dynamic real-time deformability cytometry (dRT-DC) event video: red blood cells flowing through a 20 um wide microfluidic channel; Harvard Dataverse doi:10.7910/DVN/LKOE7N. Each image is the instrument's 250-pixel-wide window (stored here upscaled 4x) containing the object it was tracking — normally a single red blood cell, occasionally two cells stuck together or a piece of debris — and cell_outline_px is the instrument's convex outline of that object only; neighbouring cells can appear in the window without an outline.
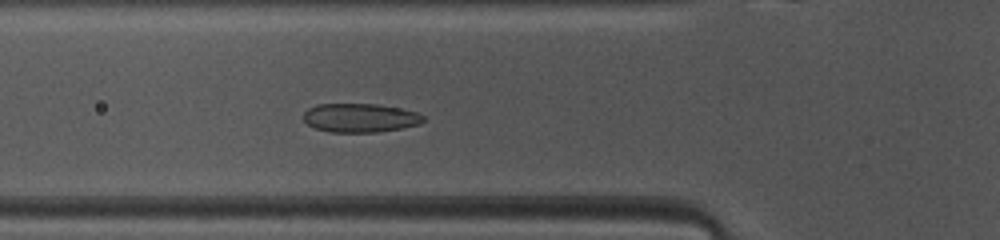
{"species": "common noctule bat (a hibernating species)", "species_latin": "Nyctalus noctula", "temperature_condition": "warm", "stored_images_in_passage": 38, "camera_frame_rate_fps": 3000, "um_per_image_px": 0.085, "animal": {"sex": "female", "body_mass_g": 10.0, "forearm_length_mm": 53.1}, "frame": {"image": 1, "passage_image": 6, "time_ms": 1.667, "image_size_px": [1000, 240], "cell_outline_px": [[424, 120], [420, 124], [400, 128], [376, 132], [328, 132], [316, 128], [308, 124], [304, 120], [304, 112], [308, 108], [316, 104], [376, 104], [400, 108], [416, 112], [424, 116]], "centroid_in_image_um": [30.59, 10.01], "position_along_channel_um": 95.2, "area_um2": 20.06}}
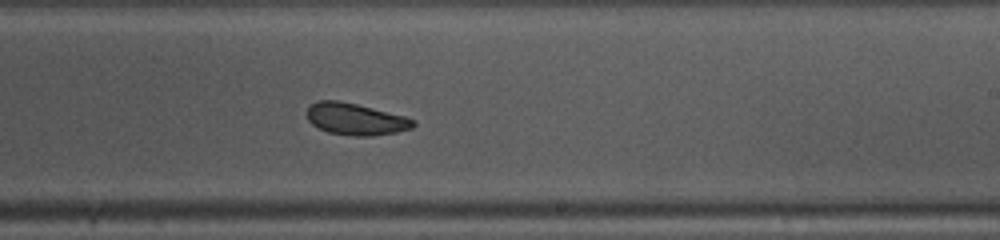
{"frame": {"image": 2, "passage_image": 18, "time_ms": 5.667, "image_size_px": [1000, 240], "cell_outline_px": [[416, 124], [412, 128], [396, 132], [372, 136], [352, 136], [328, 132], [312, 124], [308, 120], [308, 108], [316, 100], [336, 100], [356, 104], [404, 116], [416, 120]], "centroid_in_image_um": [30.24, 10.13], "position_along_channel_um": 258.8, "area_um2": 19.54}}
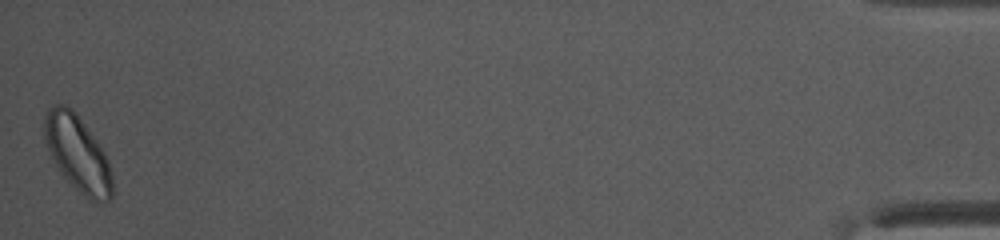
{"frame": {"image": 3, "passage_image": 38, "time_ms": 12.333, "image_size_px": [1000, 240], "cell_outline_px": [[112, 196], [108, 200], [88, 200], [60, 172], [44, 140], [44, 116], [48, 108], [56, 104], [64, 104], [72, 108], [76, 112], [96, 140], [104, 152], [108, 160], [112, 176]], "centroid_in_image_um": [6.59, 13.0], "position_along_channel_um": 428.6, "area_um2": 29.59}, "authors_computed_cell_mechanics": {"area_um2": 20.6635, "velocity_mm_per_s": 4.0833, "shape_relaxation_time_tau1_ms": 9.1942, "shape_relaxation_time_tau2_ms": 3.1305, "deformation_change_tau1": 0.1542, "deformation_change_tau2": 0.0828}}